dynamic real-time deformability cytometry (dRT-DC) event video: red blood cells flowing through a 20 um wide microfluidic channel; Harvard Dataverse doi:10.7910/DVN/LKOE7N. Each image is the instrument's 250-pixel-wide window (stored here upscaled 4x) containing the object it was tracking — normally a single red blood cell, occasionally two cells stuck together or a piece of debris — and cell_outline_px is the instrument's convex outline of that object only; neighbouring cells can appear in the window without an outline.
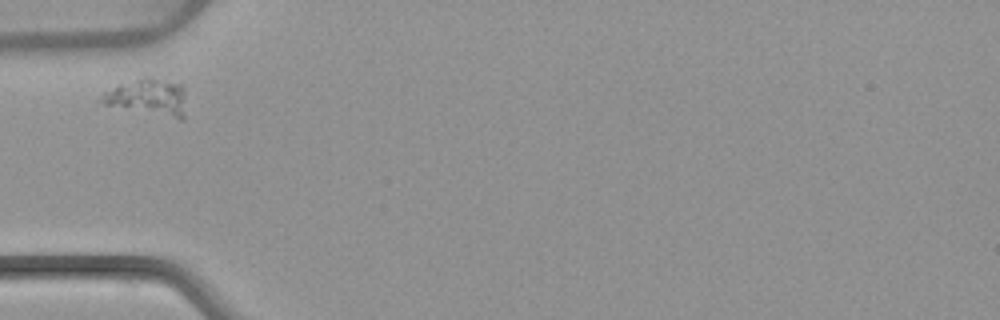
{"species": "common noctule bat (a hibernating species)", "species_latin": "Nyctalus noctula", "temperature_condition": "warm", "stored_images_in_passage": 5, "camera_frame_rate_fps": 3000, "um_per_image_px": 0.085, "animal": {"sex": "female", "body_mass_g": 22.7, "forearm_length_mm": 54.2}, "frame": {"image": 1, "passage_image": 1, "time_ms": 0.0, "image_size_px": [1000, 320], "cell_outline_px": [[184, 116], [180, 120], [104, 104], [100, 100], [104, 92], [120, 84], [144, 76], [148, 76], [180, 84], [184, 88]], "centroid_in_image_um": [12.61, 8.25], "position_along_channel_um": 72.4, "area_um2": 17.86}}
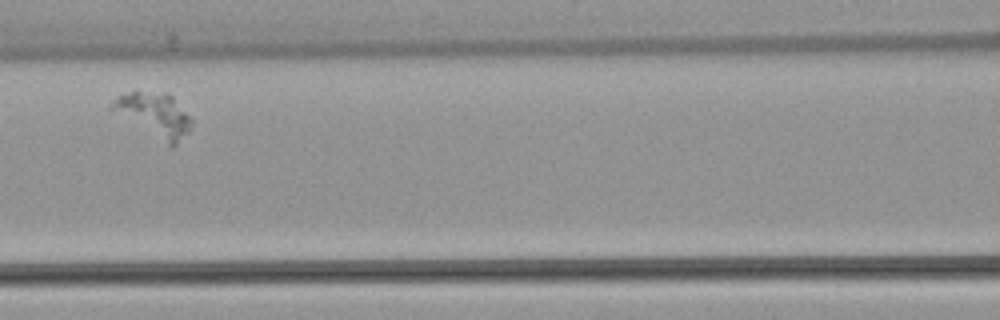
{"frame": {"image": 2, "passage_image": 3, "time_ms": 2.333, "image_size_px": [1000, 320], "cell_outline_px": [[192, 124], [188, 132], [172, 148], [108, 108], [116, 96], [132, 92], [168, 92], [172, 96], [192, 120]], "centroid_in_image_um": [13.11, 9.76], "position_along_channel_um": 153.5, "area_um2": 20.06}}
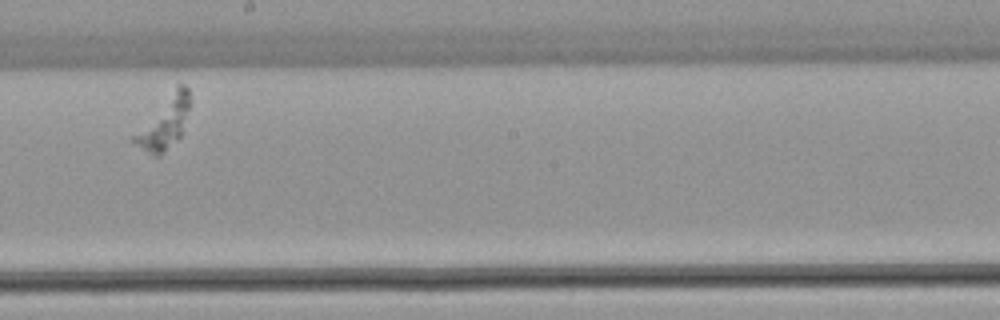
{"frame": {"image": 3, "passage_image": 5, "time_ms": 4.667, "image_size_px": [1000, 320], "cell_outline_px": [[192, 104], [180, 136], [160, 156], [156, 156], [148, 152], [128, 140], [176, 80], [184, 84], [188, 88], [192, 100]], "centroid_in_image_um": [13.98, 10.29], "position_along_channel_um": 234.2, "area_um2": 17.92}}